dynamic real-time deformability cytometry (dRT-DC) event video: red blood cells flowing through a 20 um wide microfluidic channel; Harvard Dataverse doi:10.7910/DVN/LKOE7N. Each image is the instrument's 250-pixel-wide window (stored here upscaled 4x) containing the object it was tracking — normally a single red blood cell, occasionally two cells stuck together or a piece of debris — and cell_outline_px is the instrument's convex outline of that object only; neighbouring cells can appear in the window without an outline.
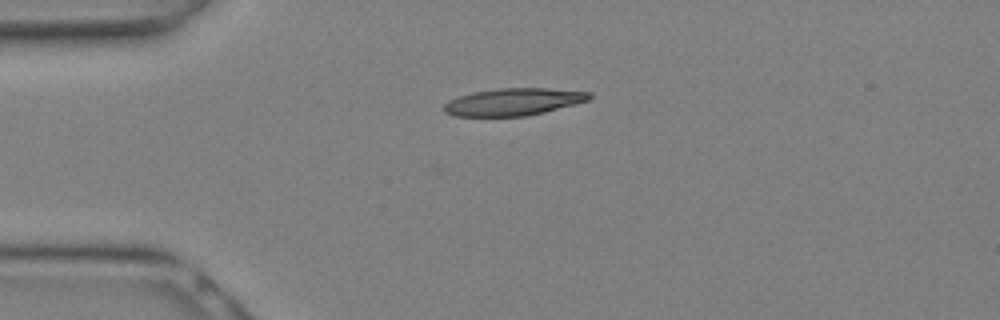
{"species": "Egyptian fruit bat (a non-hibernating species)", "species_latin": "Rousettus aegyptiacus", "temperature_condition": "warm", "stored_images_in_passage": 6, "camera_frame_rate_fps": 3000, "um_per_image_px": 0.085, "animal": {"sex": "female"}, "frame": {"image": 1, "passage_image": 1, "time_ms": 0.0, "image_size_px": [1000, 320], "cell_outline_px": [[592, 96], [588, 100], [576, 104], [528, 116], [452, 116], [444, 112], [444, 104], [448, 100], [460, 96], [476, 92], [500, 88], [544, 88], [592, 92]], "centroid_in_image_um": [43.65, 8.66], "position_along_channel_um": 41.3, "area_um2": 23.0}}
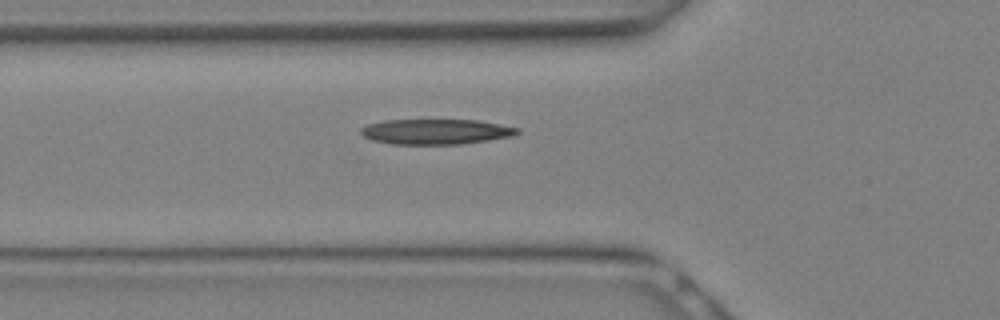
{"frame": {"image": 2, "passage_image": 4, "time_ms": 1.0, "image_size_px": [1000, 320], "cell_outline_px": [[520, 132], [512, 136], [488, 140], [460, 144], [392, 144], [372, 140], [364, 136], [360, 132], [360, 128], [368, 124], [384, 120], [476, 120], [520, 128]], "centroid_in_image_um": [37.03, 11.19], "position_along_channel_um": 88.8, "area_um2": 22.95}}
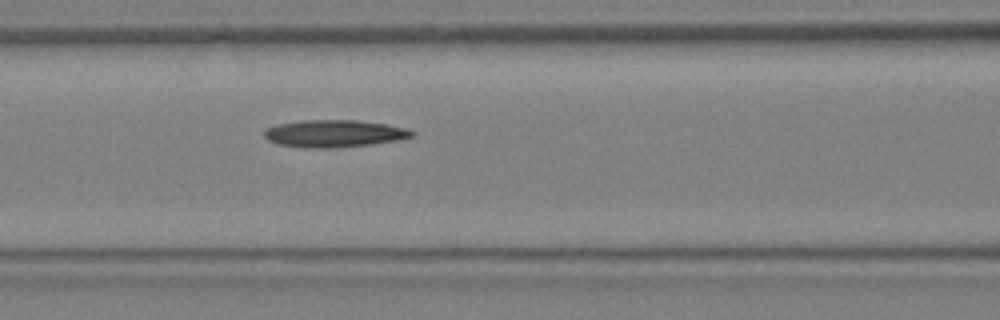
{"frame": {"image": 3, "passage_image": 6, "time_ms": 1.667, "image_size_px": [1000, 320], "cell_outline_px": [[416, 132], [412, 136], [396, 140], [372, 144], [340, 148], [304, 148], [276, 144], [268, 140], [264, 136], [264, 128], [276, 124], [300, 120], [356, 120], [384, 124], [408, 128]], "centroid_in_image_um": [28.35, 11.35], "position_along_channel_um": 138.2, "area_um2": 23.76}}